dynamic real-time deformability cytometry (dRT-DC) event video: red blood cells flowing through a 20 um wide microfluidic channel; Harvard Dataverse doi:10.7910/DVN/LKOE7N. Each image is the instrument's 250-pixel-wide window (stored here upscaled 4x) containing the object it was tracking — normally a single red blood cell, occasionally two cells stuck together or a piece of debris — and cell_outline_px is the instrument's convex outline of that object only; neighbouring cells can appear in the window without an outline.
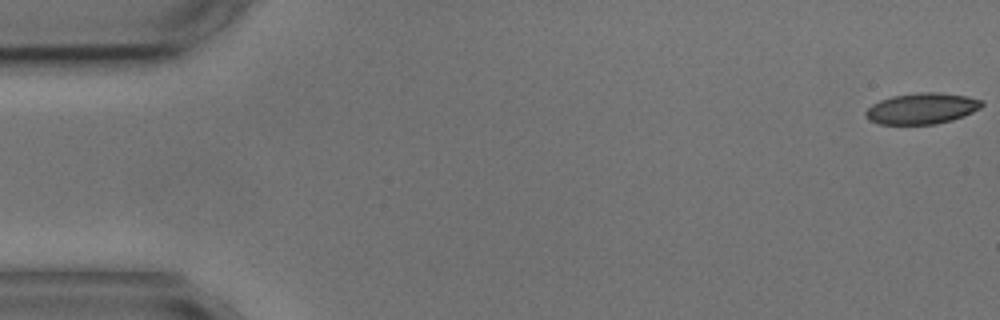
{"species": "common noctule bat (a hibernating species)", "species_latin": "Nyctalus noctula", "temperature_condition": "cold", "stored_images_in_passage": 2, "camera_frame_rate_fps": 3000, "um_per_image_px": 0.085, "animal": {"sex": "male", "body_mass_g": 17.9, "forearm_length_mm": 54.2}, "frame": {"image": 1, "passage_image": 1, "time_ms": 0.0, "image_size_px": [1000, 320], "cell_outline_px": [[984, 104], [980, 108], [964, 116], [952, 120], [936, 124], [880, 124], [868, 120], [864, 116], [864, 112], [872, 104], [880, 100], [892, 96], [916, 92], [940, 92], [968, 96], [984, 100]], "centroid_in_image_um": [78.36, 9.21], "position_along_channel_um": 6.6, "area_um2": 21.27}}